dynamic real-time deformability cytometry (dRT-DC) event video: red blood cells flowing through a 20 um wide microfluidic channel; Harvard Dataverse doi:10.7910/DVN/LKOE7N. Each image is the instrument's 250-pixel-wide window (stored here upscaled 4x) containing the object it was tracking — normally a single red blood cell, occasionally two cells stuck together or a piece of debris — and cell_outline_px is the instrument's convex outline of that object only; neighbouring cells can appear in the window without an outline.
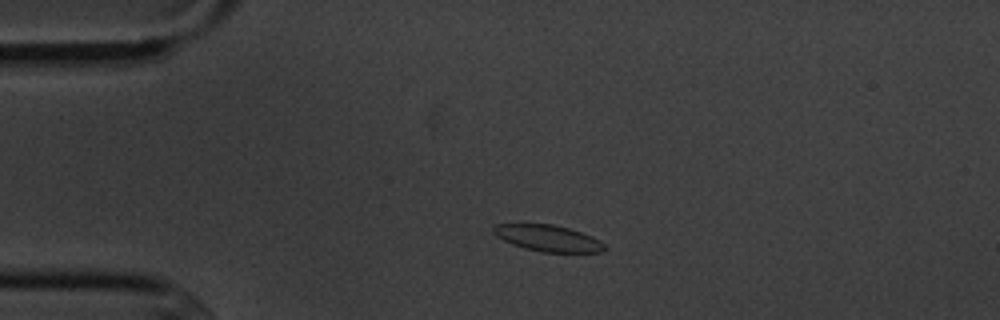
{"species": "common noctule bat (a hibernating species)", "species_latin": "Nyctalus noctula", "temperature_condition": "cold", "stored_images_in_passage": 2, "camera_frame_rate_fps": 3000, "um_per_image_px": 0.085, "animal": {"sex": "male", "body_mass_g": 20.1, "forearm_length_mm": 53.5}, "frame": {"image": 1, "passage_image": 1, "time_ms": 0.0, "image_size_px": [1000, 320], "cell_outline_px": [[608, 248], [604, 252], [540, 252], [524, 248], [512, 244], [496, 236], [492, 232], [492, 228], [496, 224], [552, 224], [568, 228], [592, 236], [600, 240]], "centroid_in_image_um": [46.59, 20.25], "position_along_channel_um": 38.4, "area_um2": 17.11}}